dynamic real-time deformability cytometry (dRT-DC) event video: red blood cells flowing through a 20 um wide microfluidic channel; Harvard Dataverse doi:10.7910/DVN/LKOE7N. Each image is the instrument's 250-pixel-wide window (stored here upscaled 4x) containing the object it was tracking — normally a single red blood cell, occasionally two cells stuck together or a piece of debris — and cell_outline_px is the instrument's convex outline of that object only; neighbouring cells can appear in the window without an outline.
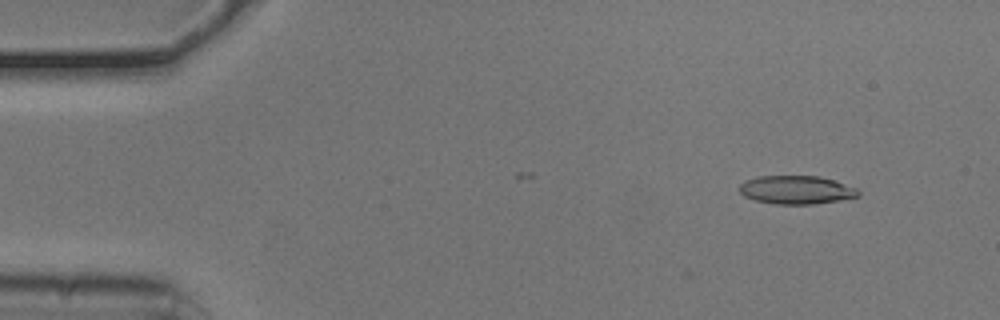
{"species": "common noctule bat (a hibernating species)", "species_latin": "Nyctalus noctula", "temperature_condition": "cold", "stored_images_in_passage": 41, "camera_frame_rate_fps": 3000, "um_per_image_px": 0.085, "animal": {"sex": "male", "body_mass_g": 20.5, "forearm_length_mm": 52.5}, "frame": {"image": 1, "passage_image": 5, "time_ms": 1.333, "image_size_px": [1000, 320], "cell_outline_px": [[860, 196], [812, 204], [776, 204], [756, 200], [744, 196], [740, 192], [740, 184], [756, 176], [820, 176], [856, 188], [860, 192]], "centroid_in_image_um": [67.68, 16.13], "position_along_channel_um": 17.3, "area_um2": 19.36}}
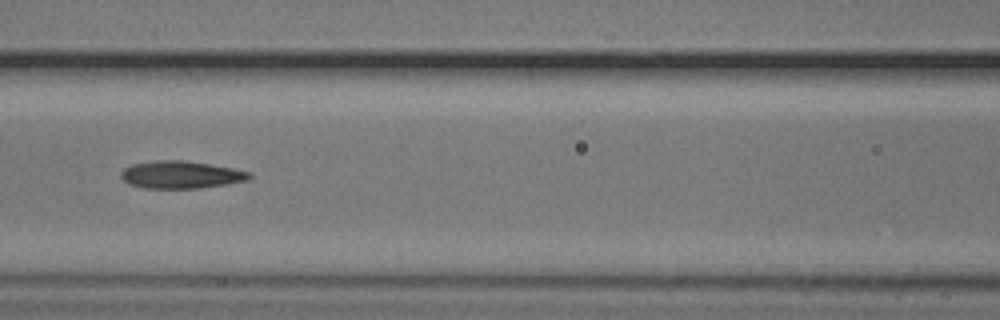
{"frame": {"image": 2, "passage_image": 23, "time_ms": 7.333, "image_size_px": [1000, 320], "cell_outline_px": [[252, 176], [248, 180], [228, 184], [200, 188], [144, 188], [128, 184], [120, 176], [120, 172], [124, 168], [132, 164], [156, 160], [184, 160], [232, 168], [252, 172]], "centroid_in_image_um": [15.38, 14.85], "position_along_channel_um": 151.2, "area_um2": 20.63}}
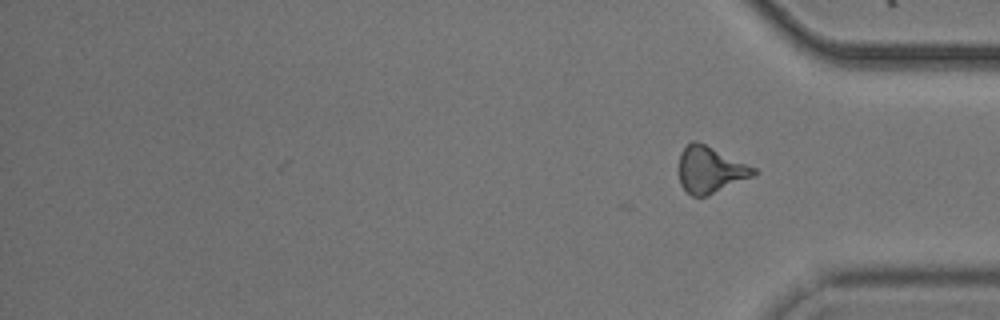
{"frame": {"image": 3, "passage_image": 41, "time_ms": 13.333, "image_size_px": [1000, 320], "cell_outline_px": [[760, 172], [752, 176], [708, 196], [692, 196], [680, 184], [680, 152], [692, 140], [696, 140], [756, 168]], "centroid_in_image_um": [60.37, 14.43], "position_along_channel_um": 374.8, "area_um2": 19.94}, "authors_computed_cell_mechanics": {"area_um2": 20.1144, "velocity_mm_per_s": 3.7931, "shape_relaxation_time_tau1_ms": 5.4081, "shape_relaxation_time_tau2_ms": 2.8174, "deformation_change_tau1": 0.1817, "deformation_change_tau2": 0.128}}